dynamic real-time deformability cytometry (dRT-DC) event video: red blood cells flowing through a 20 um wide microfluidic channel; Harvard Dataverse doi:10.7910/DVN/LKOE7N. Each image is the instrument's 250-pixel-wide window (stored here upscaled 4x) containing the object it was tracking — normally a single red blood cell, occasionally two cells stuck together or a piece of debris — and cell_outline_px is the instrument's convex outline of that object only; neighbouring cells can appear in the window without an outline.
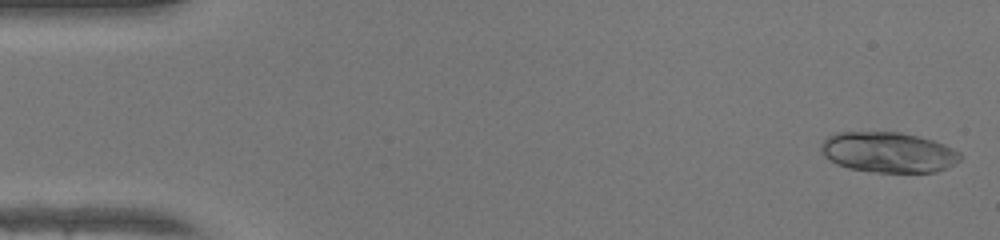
{"species": "human", "species_latin": "Homo sapiens", "temperature_condition": "warm", "stored_images_in_passage": 48, "camera_frame_rate_fps": 3000, "um_per_image_px": 0.085, "donor": {"sex": "female"}, "frame": {"image": 1, "passage_image": 1, "time_ms": 0.0, "image_size_px": [1000, 240], "cell_outline_px": [[960, 160], [948, 168], [936, 172], [876, 172], [848, 168], [836, 164], [824, 156], [820, 148], [820, 144], [828, 136], [836, 132], [900, 132], [932, 140], [944, 144], [960, 152]], "centroid_in_image_um": [75.49, 12.95], "position_along_channel_um": 9.5, "area_um2": 32.83}}
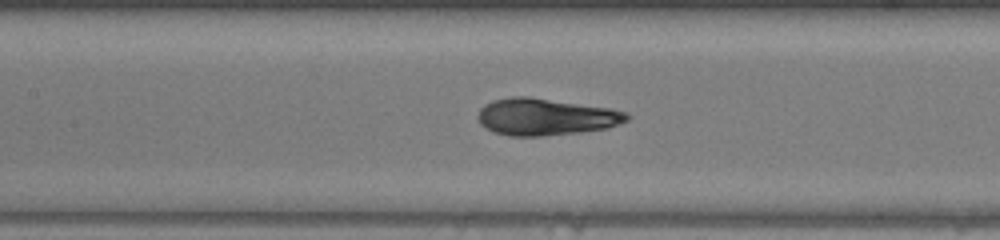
{"frame": {"image": 2, "passage_image": 22, "time_ms": 7.0, "image_size_px": [1000, 240], "cell_outline_px": [[632, 116], [628, 120], [608, 128], [580, 132], [540, 136], [508, 136], [496, 132], [480, 124], [476, 116], [480, 108], [484, 104], [492, 100], [512, 96], [528, 96], [612, 108], [628, 112]], "centroid_in_image_um": [46.39, 9.92], "position_along_channel_um": 161.0, "area_um2": 32.31}}
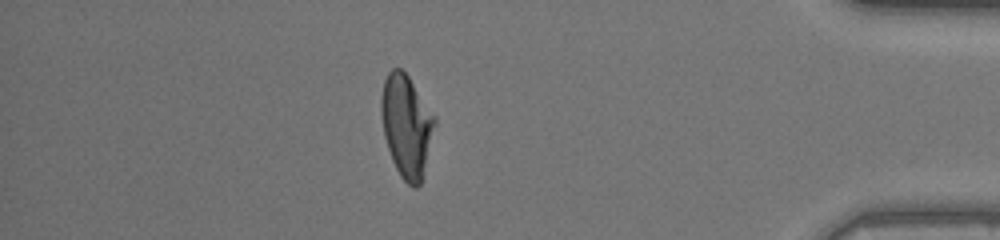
{"frame": {"image": 3, "passage_image": 42, "time_ms": 13.667, "image_size_px": [1000, 240], "cell_outline_px": [[436, 124], [420, 184], [416, 188], [412, 188], [400, 176], [392, 160], [384, 136], [380, 112], [380, 96], [384, 80], [388, 72], [392, 68], [400, 68], [408, 76], [436, 116]], "centroid_in_image_um": [34.54, 10.67], "position_along_channel_um": 400.7, "area_um2": 31.96}, "authors_computed_cell_mechanics": {"area_um2": 31.9923, "velocity_mm_per_s": 4.2405, "shape_relaxation_time_tau1_ms": 5.9031, "shape_relaxation_time_tau2_ms": null, "deformation_change_tau1": 0.3122, "deformation_change_tau2": null}}